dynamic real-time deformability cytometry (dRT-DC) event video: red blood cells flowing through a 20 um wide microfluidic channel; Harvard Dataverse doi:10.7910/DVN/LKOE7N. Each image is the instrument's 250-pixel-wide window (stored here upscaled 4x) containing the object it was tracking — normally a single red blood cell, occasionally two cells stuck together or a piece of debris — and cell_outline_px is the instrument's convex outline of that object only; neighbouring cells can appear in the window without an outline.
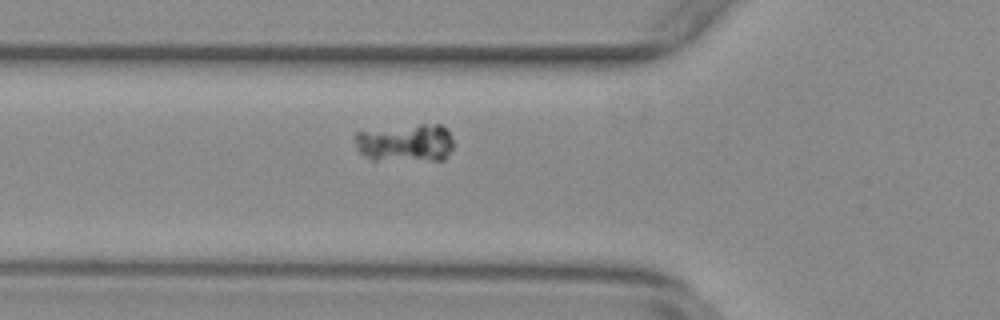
{"species": "common noctule bat (a hibernating species)", "species_latin": "Nyctalus noctula", "temperature_condition": "warm", "stored_images_in_passage": 39, "camera_frame_rate_fps": 3000, "um_per_image_px": 0.085, "animal": {"sex": "female", "body_mass_g": 29.2, "forearm_length_mm": 56.3}, "frame": {"image": 1, "passage_image": 3, "time_ms": 0.667, "image_size_px": [1000, 320], "cell_outline_px": [[452, 148], [448, 156], [444, 160], [372, 160], [364, 156], [356, 148], [356, 132], [420, 124], [440, 124], [448, 128], [452, 136]], "centroid_in_image_um": [34.52, 12.15], "position_along_channel_um": 91.3, "area_um2": 21.91}}
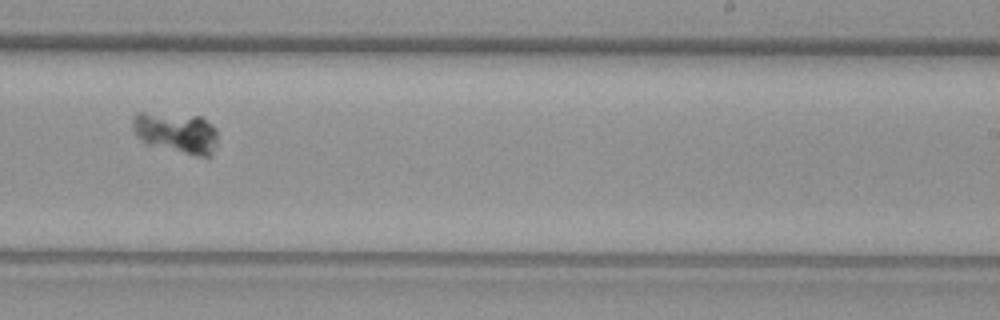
{"frame": {"image": 2, "passage_image": 18, "time_ms": 5.667, "image_size_px": [1000, 320], "cell_outline_px": [[216, 144], [212, 156], [208, 160], [144, 144], [136, 136], [132, 128], [132, 120], [136, 112], [144, 112], [200, 116], [212, 124], [216, 128]], "centroid_in_image_um": [14.99, 11.32], "position_along_channel_um": 274.0, "area_um2": 21.1}}
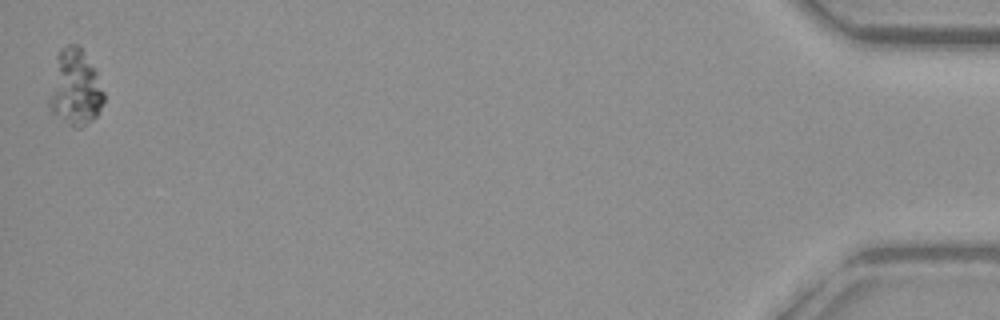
{"frame": {"image": 3, "passage_image": 39, "time_ms": 12.667, "image_size_px": [1000, 320], "cell_outline_px": [[104, 100], [96, 116], [92, 120], [80, 128], [72, 128], [52, 116], [48, 108], [48, 100], [56, 56], [60, 48], [68, 44], [80, 44], [96, 68], [104, 92]], "centroid_in_image_um": [6.37, 7.46], "position_along_channel_um": 428.8, "area_um2": 25.09}}